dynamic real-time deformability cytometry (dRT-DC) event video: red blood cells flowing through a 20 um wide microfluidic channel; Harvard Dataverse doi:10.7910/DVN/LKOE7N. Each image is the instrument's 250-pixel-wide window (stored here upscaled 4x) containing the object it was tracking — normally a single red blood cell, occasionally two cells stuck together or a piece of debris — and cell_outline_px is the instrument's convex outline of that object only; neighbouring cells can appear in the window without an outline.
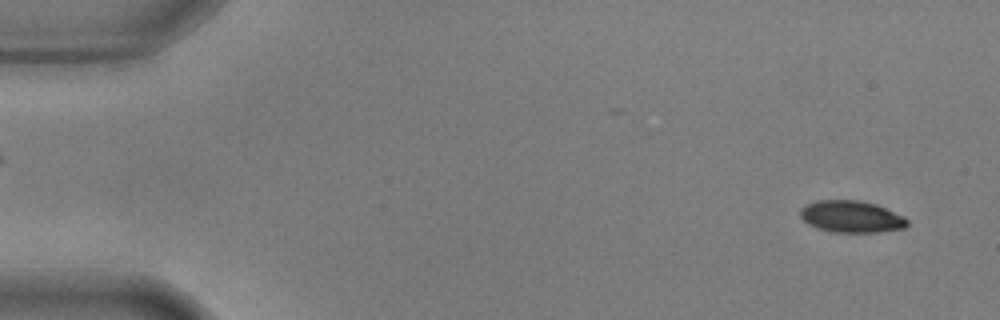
{"species": "common noctule bat (a hibernating species)", "species_latin": "Nyctalus noctula", "temperature_condition": "warm", "stored_images_in_passage": 56, "camera_frame_rate_fps": 3000, "um_per_image_px": 0.085, "animal": {"sex": "male", "body_mass_g": 17.9, "forearm_length_mm": 54.2}, "frame": {"image": 1, "passage_image": 3, "time_ms": 0.667, "image_size_px": [1000, 320], "cell_outline_px": [[908, 224], [904, 228], [876, 232], [832, 232], [816, 228], [808, 224], [800, 216], [800, 208], [804, 204], [816, 200], [860, 200], [876, 204], [904, 216], [908, 220]], "centroid_in_image_um": [72.33, 18.4], "position_along_channel_um": 12.7, "area_um2": 20.0}}
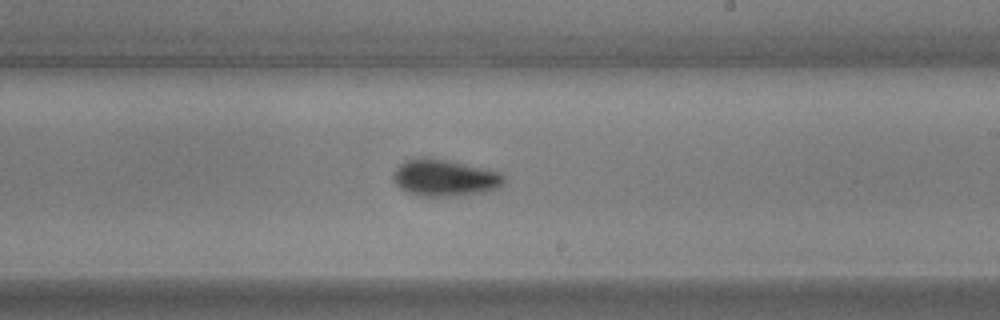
{"frame": {"image": 2, "passage_image": 33, "time_ms": 10.667, "image_size_px": [1000, 320], "cell_outline_px": [[504, 184], [500, 188], [468, 196], [420, 196], [408, 192], [400, 188], [396, 184], [392, 176], [392, 172], [400, 164], [408, 160], [444, 160], [464, 164], [500, 172], [504, 176]], "centroid_in_image_um": [37.84, 15.17], "position_along_channel_um": 251.2, "area_um2": 23.29}}
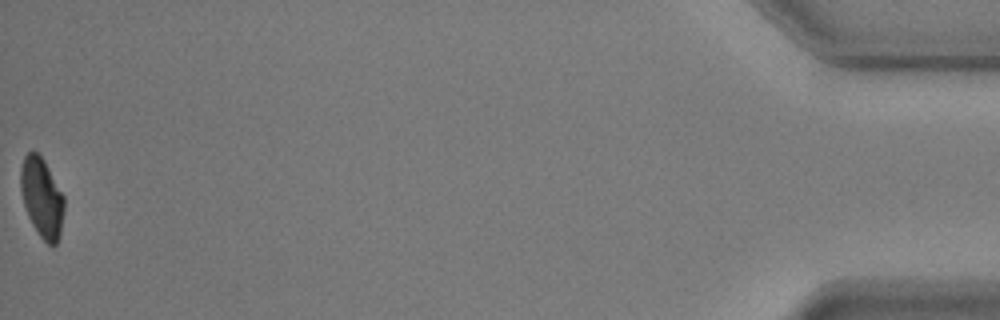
{"frame": {"image": 3, "passage_image": 56, "time_ms": 18.333, "image_size_px": [1000, 320], "cell_outline_px": [[64, 212], [60, 232], [56, 244], [48, 244], [40, 236], [32, 224], [28, 216], [24, 204], [20, 188], [20, 168], [24, 156], [28, 152], [36, 152], [44, 160], [64, 196]], "centroid_in_image_um": [3.55, 16.78], "position_along_channel_um": 431.7, "area_um2": 20.0}, "authors_computed_cell_mechanics": {"area_um2": 21.7617, "velocity_mm_per_s": 3.5965, "shape_relaxation_time_tau1_ms": 3.5388, "shape_relaxation_time_tau2_ms": 1.6263, "deformation_change_tau1": 0.1336, "deformation_change_tau2": 0.0497}}